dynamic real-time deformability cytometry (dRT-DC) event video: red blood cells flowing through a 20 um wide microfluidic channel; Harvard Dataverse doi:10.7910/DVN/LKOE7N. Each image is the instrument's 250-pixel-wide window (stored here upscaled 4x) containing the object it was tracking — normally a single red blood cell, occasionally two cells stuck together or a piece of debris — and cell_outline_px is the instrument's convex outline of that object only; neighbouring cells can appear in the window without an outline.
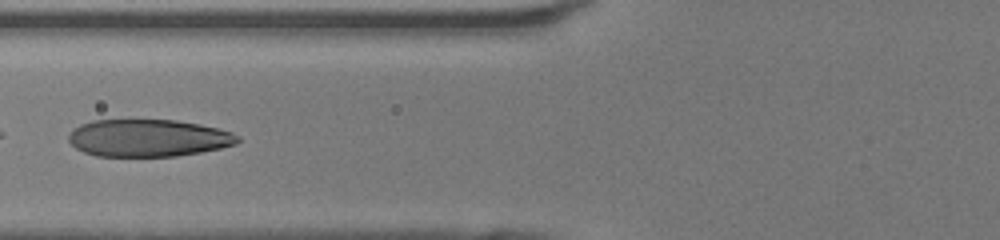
{"species": "human", "species_latin": "Homo sapiens", "temperature_condition": "room temperature", "stored_images_in_passage": 47, "camera_frame_rate_fps": 3000, "um_per_image_px": 0.085, "donor": {"sex": "female"}, "frame": {"image": 1, "passage_image": 21, "time_ms": 6.667, "image_size_px": [1000, 240], "cell_outline_px": [[240, 140], [236, 144], [220, 148], [200, 152], [176, 156], [96, 156], [84, 152], [76, 148], [68, 140], [68, 136], [80, 124], [92, 120], [176, 120], [200, 124], [232, 132], [240, 136]], "centroid_in_image_um": [12.61, 11.73], "position_along_channel_um": 113.2, "area_um2": 36.7}}
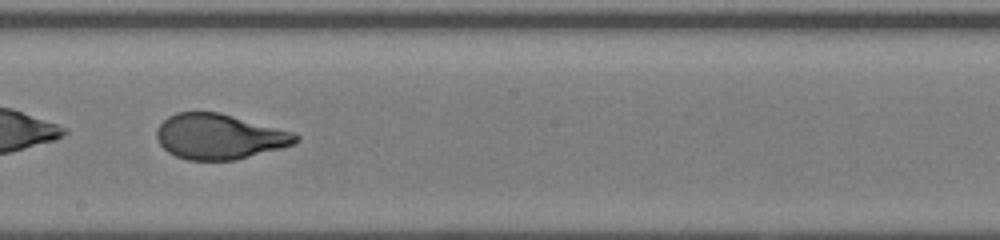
{"frame": {"image": 2, "passage_image": 29, "time_ms": 9.333, "image_size_px": [1000, 240], "cell_outline_px": [[300, 140], [292, 144], [280, 148], [236, 160], [188, 160], [176, 156], [168, 152], [160, 144], [156, 136], [156, 128], [168, 116], [176, 112], [220, 112], [296, 132], [300, 136]], "centroid_in_image_um": [18.66, 11.6], "position_along_channel_um": 229.5, "area_um2": 36.88}}
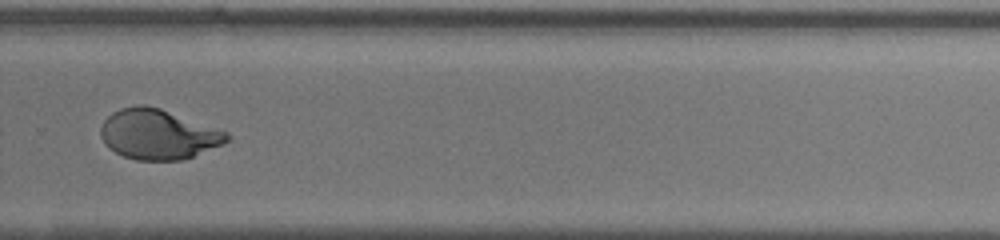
{"frame": {"image": 3, "passage_image": 35, "time_ms": 11.333, "image_size_px": [1000, 240], "cell_outline_px": [[232, 136], [224, 144], [184, 160], [136, 160], [124, 156], [108, 148], [104, 144], [100, 136], [100, 128], [104, 120], [112, 112], [120, 108], [136, 104], [144, 104], [160, 108], [228, 132]], "centroid_in_image_um": [13.43, 11.41], "position_along_channel_um": 316.4, "area_um2": 37.05}, "authors_computed_cell_mechanics": {"area_um2": 39.9976, "velocity_mm_per_s": 4.3556, "shape_relaxation_time_tau1_ms": 5.6809, "shape_relaxation_time_tau2_ms": null, "deformation_change_tau1": 0.2888, "deformation_change_tau2": null}}